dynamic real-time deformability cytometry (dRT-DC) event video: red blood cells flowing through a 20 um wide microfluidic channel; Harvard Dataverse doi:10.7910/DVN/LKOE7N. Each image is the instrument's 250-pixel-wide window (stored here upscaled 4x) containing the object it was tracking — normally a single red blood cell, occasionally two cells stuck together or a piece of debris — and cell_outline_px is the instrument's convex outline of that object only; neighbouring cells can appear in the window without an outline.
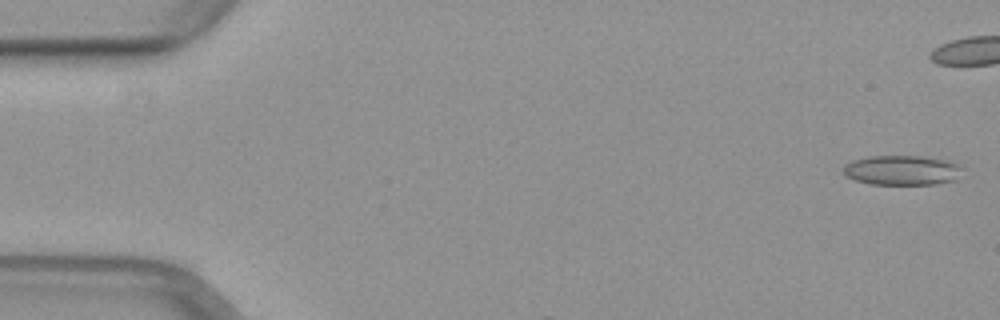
{"species": "common noctule bat (a hibernating species)", "species_latin": "Nyctalus noctula", "temperature_condition": "warm", "stored_images_in_passage": 7, "camera_frame_rate_fps": 3000, "um_per_image_px": 0.085, "animal": {"sex": "female", "body_mass_g": 29.2, "forearm_length_mm": 56.3}, "frame": {"image": 1, "passage_image": 1, "time_ms": 0.0, "image_size_px": [1000, 320], "cell_outline_px": [[960, 168], [956, 180], [936, 184], [868, 184], [844, 176], [844, 164], [852, 160], [868, 156], [920, 156], [948, 160], [956, 164]], "centroid_in_image_um": [76.61, 14.47], "position_along_channel_um": 8.4, "area_um2": 20.58}}